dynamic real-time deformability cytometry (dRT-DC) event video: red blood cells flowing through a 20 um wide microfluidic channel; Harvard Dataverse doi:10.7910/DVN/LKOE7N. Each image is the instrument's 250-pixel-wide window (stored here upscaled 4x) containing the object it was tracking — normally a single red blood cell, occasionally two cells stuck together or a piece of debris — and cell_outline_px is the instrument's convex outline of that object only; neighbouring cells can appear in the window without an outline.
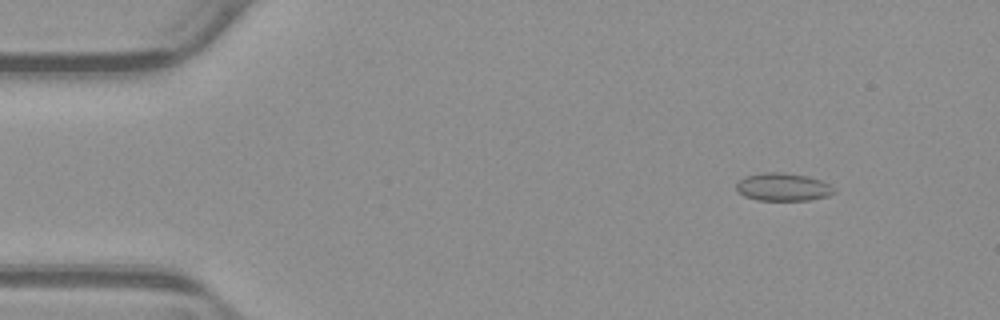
{"species": "common noctule bat (a hibernating species)", "species_latin": "Nyctalus noctula", "temperature_condition": "warm", "stored_images_in_passage": 49, "camera_frame_rate_fps": 3000, "um_per_image_px": 0.085, "animal": {"sex": "male", "body_mass_g": 23.1, "forearm_length_mm": 52.7}, "frame": {"image": 1, "passage_image": 1, "time_ms": 0.0, "image_size_px": [1000, 320], "cell_outline_px": [[816, 196], [796, 200], [764, 200], [748, 196], [744, 192], [756, 176], [796, 176], [808, 180]], "centroid_in_image_um": [66.29, 16.0], "position_along_channel_um": 18.7, "area_um2": 10.23}}
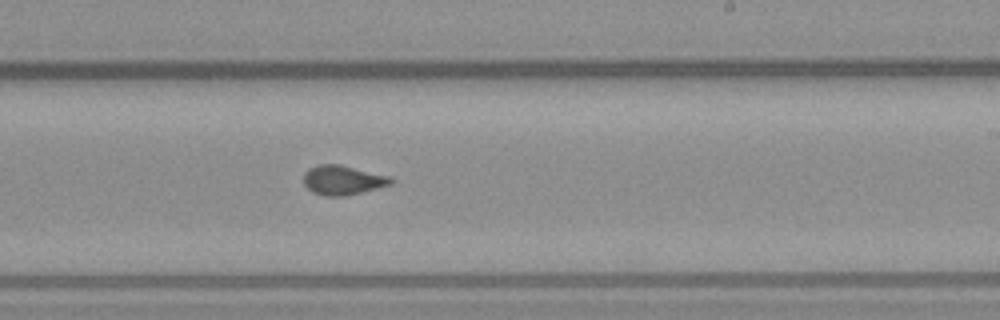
{"frame": {"image": 2, "passage_image": 27, "time_ms": 8.667, "image_size_px": [1000, 320], "cell_outline_px": [[388, 180], [384, 184], [352, 192], [320, 192], [312, 188], [304, 180], [308, 172], [316, 168], [348, 168], [376, 176]], "centroid_in_image_um": [29.01, 15.31], "position_along_channel_um": 260.0, "area_um2": 10.75}}
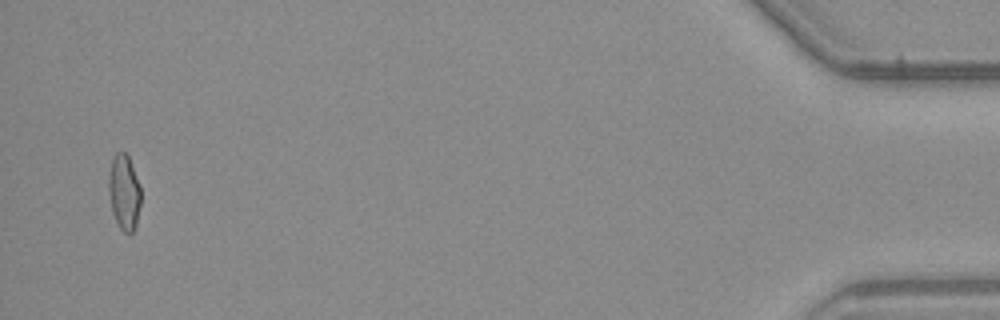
{"frame": {"image": 3, "passage_image": 47, "time_ms": 15.333, "image_size_px": [1000, 320], "cell_outline_px": [[140, 204], [132, 232], [128, 232], [120, 224], [116, 216], [112, 204], [112, 164], [124, 152], [128, 156], [140, 188]], "centroid_in_image_um": [10.64, 16.36], "position_along_channel_um": 424.6, "area_um2": 11.85}, "authors_computed_cell_mechanics": {"area_um2": 11.5022, "velocity_mm_per_s": 3.8681, "shape_relaxation_time_tau1_ms": null, "shape_relaxation_time_tau2_ms": 0.6805, "deformation_change_tau1": null, "deformation_change_tau2": 0.0686}}